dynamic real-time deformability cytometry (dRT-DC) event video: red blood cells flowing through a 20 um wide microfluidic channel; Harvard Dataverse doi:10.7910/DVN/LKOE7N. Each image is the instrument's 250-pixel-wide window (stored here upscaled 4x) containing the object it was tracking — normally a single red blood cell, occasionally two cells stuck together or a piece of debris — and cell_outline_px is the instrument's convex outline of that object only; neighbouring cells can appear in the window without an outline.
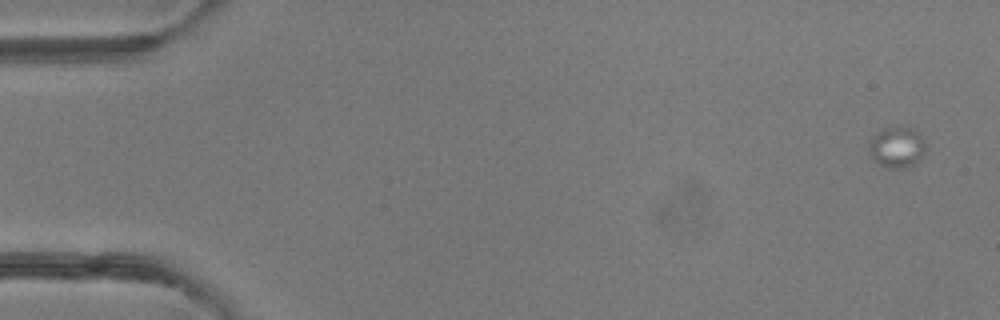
{"species": "common noctule bat (a hibernating species)", "species_latin": "Nyctalus noctula", "temperature_condition": "room temperature", "stored_images_in_passage": 5, "camera_frame_rate_fps": 3000, "um_per_image_px": 0.085, "animal": {"sex": "female"}, "frame": {"image": 1, "passage_image": 1, "time_ms": 0.0, "image_size_px": [1000, 320], "cell_outline_px": [[924, 152], [920, 160], [912, 164], [900, 168], [892, 168], [880, 164], [872, 160], [868, 152], [868, 148], [872, 136], [880, 128], [912, 128], [924, 140]], "centroid_in_image_um": [76.18, 12.51], "position_along_channel_um": 8.8, "area_um2": 13.29}}
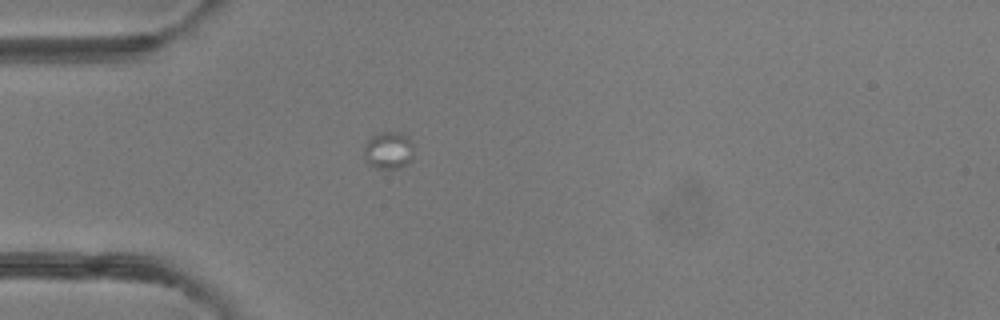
{"frame": {"image": 2, "passage_image": 5, "time_ms": 4.333, "image_size_px": [1000, 320], "cell_outline_px": [[412, 160], [400, 168], [376, 168], [368, 164], [364, 160], [364, 148], [368, 140], [372, 136], [380, 132], [400, 132], [408, 136], [412, 140]], "centroid_in_image_um": [33.02, 12.78], "position_along_channel_um": 52.0, "area_um2": 10.92}}